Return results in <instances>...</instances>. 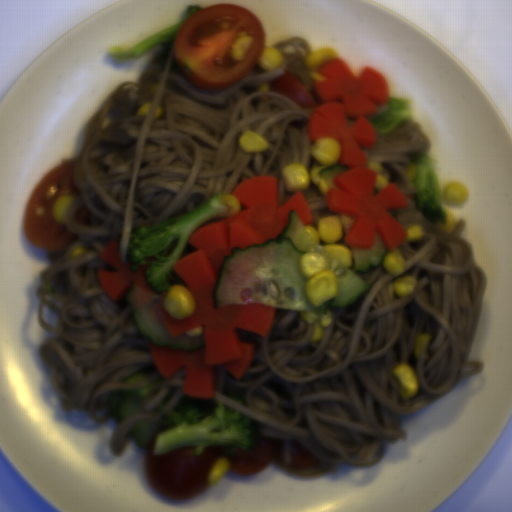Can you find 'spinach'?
I'll list each match as a JSON object with an SVG mask.
<instances>
[{
    "label": "spinach",
    "mask_w": 512,
    "mask_h": 512,
    "mask_svg": "<svg viewBox=\"0 0 512 512\" xmlns=\"http://www.w3.org/2000/svg\"><path fill=\"white\" fill-rule=\"evenodd\" d=\"M412 112V104L408 99L388 97L387 102L377 106V112L367 118L381 135H387L404 124Z\"/></svg>",
    "instance_id": "1"
}]
</instances>
